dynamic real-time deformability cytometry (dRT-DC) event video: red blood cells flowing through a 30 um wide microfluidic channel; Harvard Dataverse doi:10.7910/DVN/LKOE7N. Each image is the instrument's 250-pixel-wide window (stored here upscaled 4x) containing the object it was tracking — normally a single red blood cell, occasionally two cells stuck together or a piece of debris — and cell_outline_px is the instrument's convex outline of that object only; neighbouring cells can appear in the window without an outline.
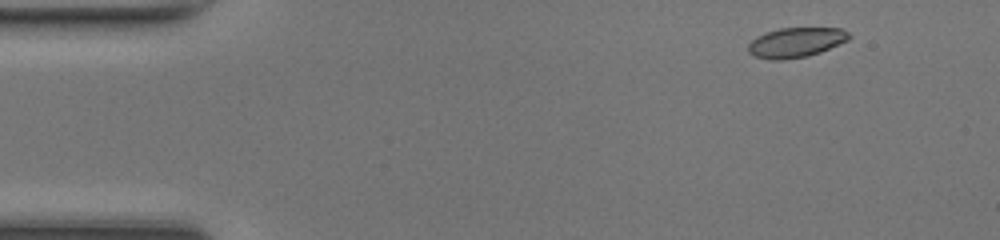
{"species": "common noctule bat (a hibernating species)", "species_latin": "Nyctalus noctula", "temperature_condition": "room temperature", "stored_images_in_passage": 46, "camera_frame_rate_fps": 3000, "um_per_image_px": 0.085, "animal": {"sex": "female", "body_mass_g": 17.0, "forearm_length_mm": 48.0}, "frame": {"image": 1, "passage_image": 3, "time_ms": 0.667, "image_size_px": [1000, 240], "cell_outline_px": [[852, 36], [848, 40], [820, 52], [808, 56], [780, 60], [772, 60], [756, 56], [748, 52], [748, 44], [756, 36], [780, 28], [840, 28], [848, 32]], "centroid_in_image_um": [67.66, 3.6], "position_along_channel_um": 17.3, "area_um2": 17.4}}
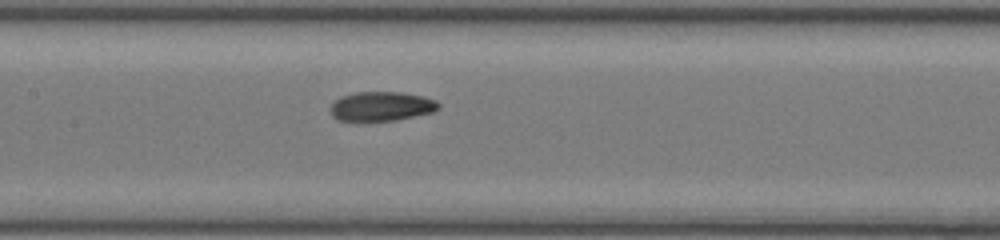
{"frame": {"image": 2, "passage_image": 21, "time_ms": 6.667, "image_size_px": [1000, 240], "cell_outline_px": [[440, 108], [432, 112], [396, 120], [336, 120], [332, 116], [332, 104], [336, 100], [352, 92], [400, 92], [424, 96], [436, 100], [440, 104]], "centroid_in_image_um": [32.46, 9.02], "position_along_channel_um": 174.9, "area_um2": 18.26}}
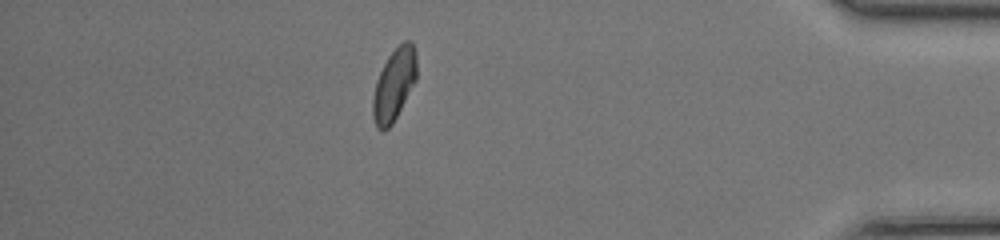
{"frame": {"image": 3, "passage_image": 40, "time_ms": 13.0, "image_size_px": [1000, 240], "cell_outline_px": [[416, 80], [392, 124], [384, 132], [380, 132], [376, 128], [372, 116], [372, 100], [376, 80], [388, 56], [404, 40], [408, 40], [412, 44], [416, 52]], "centroid_in_image_um": [33.47, 7.23], "position_along_channel_um": 401.7, "area_um2": 18.38}, "authors_computed_cell_mechanics": {"area_um2": 18.2648, "velocity_mm_per_s": 4.3225, "shape_relaxation_time_tau1_ms": 2.859, "shape_relaxation_time_tau2_ms": 1.9369, "deformation_change_tau1": 0.1338, "deformation_change_tau2": 0.0741}}